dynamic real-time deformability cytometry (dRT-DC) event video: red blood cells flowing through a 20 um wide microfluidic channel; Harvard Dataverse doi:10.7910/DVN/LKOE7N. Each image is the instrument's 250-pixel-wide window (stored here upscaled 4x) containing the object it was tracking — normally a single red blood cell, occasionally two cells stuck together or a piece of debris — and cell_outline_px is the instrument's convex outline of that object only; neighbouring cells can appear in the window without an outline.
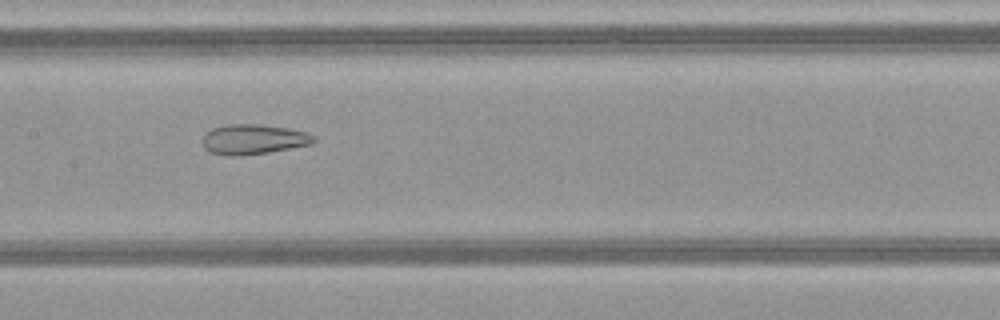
{"species": "common noctule bat (a hibernating species)", "species_latin": "Nyctalus noctula", "temperature_condition": "warm", "stored_images_in_passage": 51, "camera_frame_rate_fps": 3000, "um_per_image_px": 0.085, "animal": {"sex": "female", "body_mass_g": 21.9}, "frame": {"image": 1, "passage_image": 26, "time_ms": 8.333, "image_size_px": [1000, 320], "cell_outline_px": [[316, 140], [312, 144], [268, 152], [240, 156], [228, 156], [208, 152], [204, 148], [200, 140], [212, 128], [228, 124], [260, 124], [288, 128], [304, 132], [316, 136]], "centroid_in_image_um": [21.51, 11.85], "position_along_channel_um": 185.9, "area_um2": 19.59}}
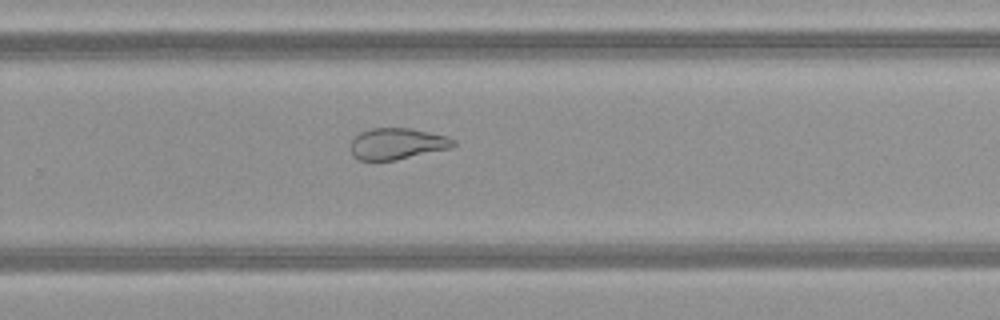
{"frame": {"image": 2, "passage_image": 34, "time_ms": 11.0, "image_size_px": [1000, 320], "cell_outline_px": [[456, 144], [452, 148], [396, 160], [360, 160], [352, 156], [352, 140], [360, 132], [372, 128], [408, 128], [448, 136], [456, 140]], "centroid_in_image_um": [33.8, 12.22], "position_along_channel_um": 296.0, "area_um2": 18.73}}
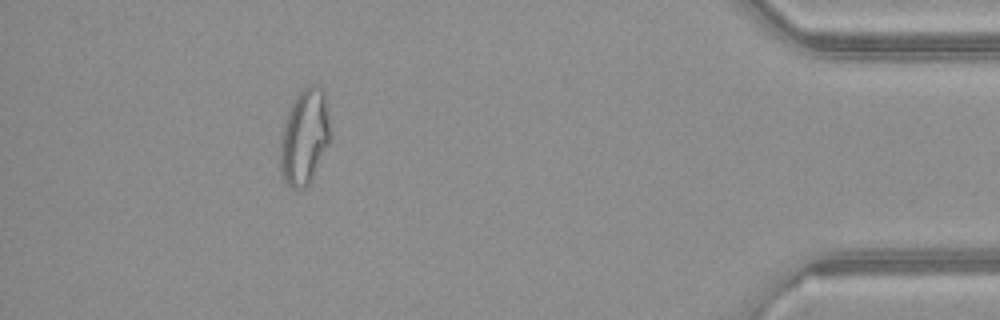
{"frame": {"image": 3, "passage_image": 46, "time_ms": 15.0, "image_size_px": [1000, 320], "cell_outline_px": [[332, 136], [312, 180], [304, 188], [292, 188], [284, 180], [280, 172], [280, 140], [292, 104], [296, 96], [308, 84], [320, 84], [324, 92]], "centroid_in_image_um": [25.91, 11.64], "position_along_channel_um": 409.3, "area_um2": 27.8}, "authors_computed_cell_mechanics": {"area_um2": 26.4146, "velocity_mm_per_s": 4.1675, "shape_relaxation_time_tau1_ms": null, "shape_relaxation_time_tau2_ms": 1.966, "deformation_change_tau1": null, "deformation_change_tau2": 0.0986}}